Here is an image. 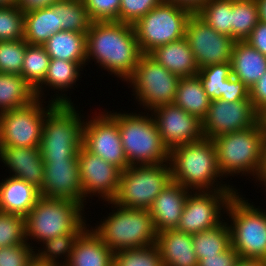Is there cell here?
I'll list each match as a JSON object with an SVG mask.
<instances>
[{
    "label": "cell",
    "instance_id": "1",
    "mask_svg": "<svg viewBox=\"0 0 266 266\" xmlns=\"http://www.w3.org/2000/svg\"><path fill=\"white\" fill-rule=\"evenodd\" d=\"M142 52L133 25L93 22L86 33V65L93 63L124 82L133 74ZM92 61V62H91Z\"/></svg>",
    "mask_w": 266,
    "mask_h": 266
},
{
    "label": "cell",
    "instance_id": "18",
    "mask_svg": "<svg viewBox=\"0 0 266 266\" xmlns=\"http://www.w3.org/2000/svg\"><path fill=\"white\" fill-rule=\"evenodd\" d=\"M149 113L152 115L162 142L169 152L178 146L198 141L204 137L202 121L175 103L156 107Z\"/></svg>",
    "mask_w": 266,
    "mask_h": 266
},
{
    "label": "cell",
    "instance_id": "25",
    "mask_svg": "<svg viewBox=\"0 0 266 266\" xmlns=\"http://www.w3.org/2000/svg\"><path fill=\"white\" fill-rule=\"evenodd\" d=\"M114 253L88 225L76 239L66 266H113Z\"/></svg>",
    "mask_w": 266,
    "mask_h": 266
},
{
    "label": "cell",
    "instance_id": "2",
    "mask_svg": "<svg viewBox=\"0 0 266 266\" xmlns=\"http://www.w3.org/2000/svg\"><path fill=\"white\" fill-rule=\"evenodd\" d=\"M169 163L172 180L191 192L240 191L221 174L216 148L210 138L203 137L172 149Z\"/></svg>",
    "mask_w": 266,
    "mask_h": 266
},
{
    "label": "cell",
    "instance_id": "6",
    "mask_svg": "<svg viewBox=\"0 0 266 266\" xmlns=\"http://www.w3.org/2000/svg\"><path fill=\"white\" fill-rule=\"evenodd\" d=\"M85 214V208L76 201L41 196L25 217L27 242L36 249L37 243L47 239L81 233L89 225Z\"/></svg>",
    "mask_w": 266,
    "mask_h": 266
},
{
    "label": "cell",
    "instance_id": "38",
    "mask_svg": "<svg viewBox=\"0 0 266 266\" xmlns=\"http://www.w3.org/2000/svg\"><path fill=\"white\" fill-rule=\"evenodd\" d=\"M196 75L211 101L221 99L225 89V80L232 76L231 62L201 68Z\"/></svg>",
    "mask_w": 266,
    "mask_h": 266
},
{
    "label": "cell",
    "instance_id": "22",
    "mask_svg": "<svg viewBox=\"0 0 266 266\" xmlns=\"http://www.w3.org/2000/svg\"><path fill=\"white\" fill-rule=\"evenodd\" d=\"M190 192L173 180L160 192L149 209L157 233L177 228Z\"/></svg>",
    "mask_w": 266,
    "mask_h": 266
},
{
    "label": "cell",
    "instance_id": "58",
    "mask_svg": "<svg viewBox=\"0 0 266 266\" xmlns=\"http://www.w3.org/2000/svg\"><path fill=\"white\" fill-rule=\"evenodd\" d=\"M263 120H264V127H266V114L263 116Z\"/></svg>",
    "mask_w": 266,
    "mask_h": 266
},
{
    "label": "cell",
    "instance_id": "44",
    "mask_svg": "<svg viewBox=\"0 0 266 266\" xmlns=\"http://www.w3.org/2000/svg\"><path fill=\"white\" fill-rule=\"evenodd\" d=\"M93 22L118 21L121 0H83Z\"/></svg>",
    "mask_w": 266,
    "mask_h": 266
},
{
    "label": "cell",
    "instance_id": "12",
    "mask_svg": "<svg viewBox=\"0 0 266 266\" xmlns=\"http://www.w3.org/2000/svg\"><path fill=\"white\" fill-rule=\"evenodd\" d=\"M54 105L36 98L21 108L0 112V147H39L43 122Z\"/></svg>",
    "mask_w": 266,
    "mask_h": 266
},
{
    "label": "cell",
    "instance_id": "34",
    "mask_svg": "<svg viewBox=\"0 0 266 266\" xmlns=\"http://www.w3.org/2000/svg\"><path fill=\"white\" fill-rule=\"evenodd\" d=\"M51 7L57 12L58 26L62 31L87 33L93 21L89 17L83 0H59Z\"/></svg>",
    "mask_w": 266,
    "mask_h": 266
},
{
    "label": "cell",
    "instance_id": "37",
    "mask_svg": "<svg viewBox=\"0 0 266 266\" xmlns=\"http://www.w3.org/2000/svg\"><path fill=\"white\" fill-rule=\"evenodd\" d=\"M195 13L218 33L231 37L232 0H208Z\"/></svg>",
    "mask_w": 266,
    "mask_h": 266
},
{
    "label": "cell",
    "instance_id": "24",
    "mask_svg": "<svg viewBox=\"0 0 266 266\" xmlns=\"http://www.w3.org/2000/svg\"><path fill=\"white\" fill-rule=\"evenodd\" d=\"M41 197L38 188L28 182L7 176L0 181V211L26 217Z\"/></svg>",
    "mask_w": 266,
    "mask_h": 266
},
{
    "label": "cell",
    "instance_id": "46",
    "mask_svg": "<svg viewBox=\"0 0 266 266\" xmlns=\"http://www.w3.org/2000/svg\"><path fill=\"white\" fill-rule=\"evenodd\" d=\"M221 99L228 102L250 99V90L241 80L231 76L225 80Z\"/></svg>",
    "mask_w": 266,
    "mask_h": 266
},
{
    "label": "cell",
    "instance_id": "40",
    "mask_svg": "<svg viewBox=\"0 0 266 266\" xmlns=\"http://www.w3.org/2000/svg\"><path fill=\"white\" fill-rule=\"evenodd\" d=\"M27 243L25 217L0 211V248Z\"/></svg>",
    "mask_w": 266,
    "mask_h": 266
},
{
    "label": "cell",
    "instance_id": "42",
    "mask_svg": "<svg viewBox=\"0 0 266 266\" xmlns=\"http://www.w3.org/2000/svg\"><path fill=\"white\" fill-rule=\"evenodd\" d=\"M24 37V12L17 6L0 7V41Z\"/></svg>",
    "mask_w": 266,
    "mask_h": 266
},
{
    "label": "cell",
    "instance_id": "15",
    "mask_svg": "<svg viewBox=\"0 0 266 266\" xmlns=\"http://www.w3.org/2000/svg\"><path fill=\"white\" fill-rule=\"evenodd\" d=\"M185 39L199 69L231 61L235 40L218 33L196 13L187 22Z\"/></svg>",
    "mask_w": 266,
    "mask_h": 266
},
{
    "label": "cell",
    "instance_id": "14",
    "mask_svg": "<svg viewBox=\"0 0 266 266\" xmlns=\"http://www.w3.org/2000/svg\"><path fill=\"white\" fill-rule=\"evenodd\" d=\"M238 191L190 192L177 230L196 234L215 228L225 220L229 200Z\"/></svg>",
    "mask_w": 266,
    "mask_h": 266
},
{
    "label": "cell",
    "instance_id": "47",
    "mask_svg": "<svg viewBox=\"0 0 266 266\" xmlns=\"http://www.w3.org/2000/svg\"><path fill=\"white\" fill-rule=\"evenodd\" d=\"M249 90L254 109L263 117L266 114V72Z\"/></svg>",
    "mask_w": 266,
    "mask_h": 266
},
{
    "label": "cell",
    "instance_id": "13",
    "mask_svg": "<svg viewBox=\"0 0 266 266\" xmlns=\"http://www.w3.org/2000/svg\"><path fill=\"white\" fill-rule=\"evenodd\" d=\"M97 110L95 114L90 111V116L85 115L82 146L121 171L126 170L130 165L123 150L118 122L103 108Z\"/></svg>",
    "mask_w": 266,
    "mask_h": 266
},
{
    "label": "cell",
    "instance_id": "36",
    "mask_svg": "<svg viewBox=\"0 0 266 266\" xmlns=\"http://www.w3.org/2000/svg\"><path fill=\"white\" fill-rule=\"evenodd\" d=\"M51 58L43 45H31L27 43L21 76L34 89L43 83Z\"/></svg>",
    "mask_w": 266,
    "mask_h": 266
},
{
    "label": "cell",
    "instance_id": "56",
    "mask_svg": "<svg viewBox=\"0 0 266 266\" xmlns=\"http://www.w3.org/2000/svg\"><path fill=\"white\" fill-rule=\"evenodd\" d=\"M263 169H266V127H264Z\"/></svg>",
    "mask_w": 266,
    "mask_h": 266
},
{
    "label": "cell",
    "instance_id": "28",
    "mask_svg": "<svg viewBox=\"0 0 266 266\" xmlns=\"http://www.w3.org/2000/svg\"><path fill=\"white\" fill-rule=\"evenodd\" d=\"M43 47L51 59L80 62L86 67V33L59 31Z\"/></svg>",
    "mask_w": 266,
    "mask_h": 266
},
{
    "label": "cell",
    "instance_id": "52",
    "mask_svg": "<svg viewBox=\"0 0 266 266\" xmlns=\"http://www.w3.org/2000/svg\"><path fill=\"white\" fill-rule=\"evenodd\" d=\"M235 266H266V260L240 258Z\"/></svg>",
    "mask_w": 266,
    "mask_h": 266
},
{
    "label": "cell",
    "instance_id": "30",
    "mask_svg": "<svg viewBox=\"0 0 266 266\" xmlns=\"http://www.w3.org/2000/svg\"><path fill=\"white\" fill-rule=\"evenodd\" d=\"M210 101L197 75L181 77L174 101L178 107L202 121L207 115Z\"/></svg>",
    "mask_w": 266,
    "mask_h": 266
},
{
    "label": "cell",
    "instance_id": "29",
    "mask_svg": "<svg viewBox=\"0 0 266 266\" xmlns=\"http://www.w3.org/2000/svg\"><path fill=\"white\" fill-rule=\"evenodd\" d=\"M62 31L58 26L57 12L43 7L24 13V37L31 45H43L53 34Z\"/></svg>",
    "mask_w": 266,
    "mask_h": 266
},
{
    "label": "cell",
    "instance_id": "33",
    "mask_svg": "<svg viewBox=\"0 0 266 266\" xmlns=\"http://www.w3.org/2000/svg\"><path fill=\"white\" fill-rule=\"evenodd\" d=\"M198 261L203 257L217 256L231 246L230 228L226 220L215 228L192 234Z\"/></svg>",
    "mask_w": 266,
    "mask_h": 266
},
{
    "label": "cell",
    "instance_id": "10",
    "mask_svg": "<svg viewBox=\"0 0 266 266\" xmlns=\"http://www.w3.org/2000/svg\"><path fill=\"white\" fill-rule=\"evenodd\" d=\"M180 76L171 73L148 54H142L133 74L125 81L144 112L174 103Z\"/></svg>",
    "mask_w": 266,
    "mask_h": 266
},
{
    "label": "cell",
    "instance_id": "19",
    "mask_svg": "<svg viewBox=\"0 0 266 266\" xmlns=\"http://www.w3.org/2000/svg\"><path fill=\"white\" fill-rule=\"evenodd\" d=\"M44 183L40 195L47 198H64L80 203L84 208L88 201L82 195L78 155L71 160H43Z\"/></svg>",
    "mask_w": 266,
    "mask_h": 266
},
{
    "label": "cell",
    "instance_id": "50",
    "mask_svg": "<svg viewBox=\"0 0 266 266\" xmlns=\"http://www.w3.org/2000/svg\"><path fill=\"white\" fill-rule=\"evenodd\" d=\"M59 0H18L17 6L24 12L48 7Z\"/></svg>",
    "mask_w": 266,
    "mask_h": 266
},
{
    "label": "cell",
    "instance_id": "51",
    "mask_svg": "<svg viewBox=\"0 0 266 266\" xmlns=\"http://www.w3.org/2000/svg\"><path fill=\"white\" fill-rule=\"evenodd\" d=\"M208 0H163V2L175 3L179 6L186 7L195 13Z\"/></svg>",
    "mask_w": 266,
    "mask_h": 266
},
{
    "label": "cell",
    "instance_id": "3",
    "mask_svg": "<svg viewBox=\"0 0 266 266\" xmlns=\"http://www.w3.org/2000/svg\"><path fill=\"white\" fill-rule=\"evenodd\" d=\"M212 140L219 170L224 178L230 177L232 180L235 176H245L248 181L253 177L250 182H257L263 170V117L252 127L223 134Z\"/></svg>",
    "mask_w": 266,
    "mask_h": 266
},
{
    "label": "cell",
    "instance_id": "20",
    "mask_svg": "<svg viewBox=\"0 0 266 266\" xmlns=\"http://www.w3.org/2000/svg\"><path fill=\"white\" fill-rule=\"evenodd\" d=\"M85 69V66L80 62L51 59L43 83L35 90L36 98L41 100L47 99V95L50 96L49 92L51 90L52 95L48 98L49 102L55 104H74L70 95H72L71 93L75 89L73 86H78L79 83L77 82L83 77L81 74H84L82 72ZM46 91L47 93H45Z\"/></svg>",
    "mask_w": 266,
    "mask_h": 266
},
{
    "label": "cell",
    "instance_id": "26",
    "mask_svg": "<svg viewBox=\"0 0 266 266\" xmlns=\"http://www.w3.org/2000/svg\"><path fill=\"white\" fill-rule=\"evenodd\" d=\"M148 55L171 73L180 77L196 76L199 72L198 65L185 37L154 48Z\"/></svg>",
    "mask_w": 266,
    "mask_h": 266
},
{
    "label": "cell",
    "instance_id": "57",
    "mask_svg": "<svg viewBox=\"0 0 266 266\" xmlns=\"http://www.w3.org/2000/svg\"><path fill=\"white\" fill-rule=\"evenodd\" d=\"M29 266H50V265L43 264L37 260H34Z\"/></svg>",
    "mask_w": 266,
    "mask_h": 266
},
{
    "label": "cell",
    "instance_id": "8",
    "mask_svg": "<svg viewBox=\"0 0 266 266\" xmlns=\"http://www.w3.org/2000/svg\"><path fill=\"white\" fill-rule=\"evenodd\" d=\"M75 105L55 104L48 111L39 146L43 160H71L78 155L82 147L85 114H81L83 110Z\"/></svg>",
    "mask_w": 266,
    "mask_h": 266
},
{
    "label": "cell",
    "instance_id": "48",
    "mask_svg": "<svg viewBox=\"0 0 266 266\" xmlns=\"http://www.w3.org/2000/svg\"><path fill=\"white\" fill-rule=\"evenodd\" d=\"M239 259L238 253L230 246L217 256L203 257L198 261V266H235Z\"/></svg>",
    "mask_w": 266,
    "mask_h": 266
},
{
    "label": "cell",
    "instance_id": "54",
    "mask_svg": "<svg viewBox=\"0 0 266 266\" xmlns=\"http://www.w3.org/2000/svg\"><path fill=\"white\" fill-rule=\"evenodd\" d=\"M254 184L257 185V188H261L260 190H263L264 195H266V169L262 170L260 178ZM264 200H266V199H264ZM265 204H266V201H265Z\"/></svg>",
    "mask_w": 266,
    "mask_h": 266
},
{
    "label": "cell",
    "instance_id": "49",
    "mask_svg": "<svg viewBox=\"0 0 266 266\" xmlns=\"http://www.w3.org/2000/svg\"><path fill=\"white\" fill-rule=\"evenodd\" d=\"M245 41L266 56V23L259 21Z\"/></svg>",
    "mask_w": 266,
    "mask_h": 266
},
{
    "label": "cell",
    "instance_id": "41",
    "mask_svg": "<svg viewBox=\"0 0 266 266\" xmlns=\"http://www.w3.org/2000/svg\"><path fill=\"white\" fill-rule=\"evenodd\" d=\"M27 42L0 41V73L21 74Z\"/></svg>",
    "mask_w": 266,
    "mask_h": 266
},
{
    "label": "cell",
    "instance_id": "55",
    "mask_svg": "<svg viewBox=\"0 0 266 266\" xmlns=\"http://www.w3.org/2000/svg\"><path fill=\"white\" fill-rule=\"evenodd\" d=\"M18 0H0V7H10L17 5Z\"/></svg>",
    "mask_w": 266,
    "mask_h": 266
},
{
    "label": "cell",
    "instance_id": "53",
    "mask_svg": "<svg viewBox=\"0 0 266 266\" xmlns=\"http://www.w3.org/2000/svg\"><path fill=\"white\" fill-rule=\"evenodd\" d=\"M258 8L259 21L266 23V0H255Z\"/></svg>",
    "mask_w": 266,
    "mask_h": 266
},
{
    "label": "cell",
    "instance_id": "23",
    "mask_svg": "<svg viewBox=\"0 0 266 266\" xmlns=\"http://www.w3.org/2000/svg\"><path fill=\"white\" fill-rule=\"evenodd\" d=\"M156 246L164 266H198L192 234L177 229L157 233Z\"/></svg>",
    "mask_w": 266,
    "mask_h": 266
},
{
    "label": "cell",
    "instance_id": "9",
    "mask_svg": "<svg viewBox=\"0 0 266 266\" xmlns=\"http://www.w3.org/2000/svg\"><path fill=\"white\" fill-rule=\"evenodd\" d=\"M171 181L169 162L131 165L121 172L119 190L112 201L125 208L149 210Z\"/></svg>",
    "mask_w": 266,
    "mask_h": 266
},
{
    "label": "cell",
    "instance_id": "16",
    "mask_svg": "<svg viewBox=\"0 0 266 266\" xmlns=\"http://www.w3.org/2000/svg\"><path fill=\"white\" fill-rule=\"evenodd\" d=\"M261 118L251 99L235 102L222 99L210 101L207 115L202 120L203 135L214 139L223 134L245 130L254 126Z\"/></svg>",
    "mask_w": 266,
    "mask_h": 266
},
{
    "label": "cell",
    "instance_id": "32",
    "mask_svg": "<svg viewBox=\"0 0 266 266\" xmlns=\"http://www.w3.org/2000/svg\"><path fill=\"white\" fill-rule=\"evenodd\" d=\"M79 235L66 233L43 241L34 249L35 260L50 266H66Z\"/></svg>",
    "mask_w": 266,
    "mask_h": 266
},
{
    "label": "cell",
    "instance_id": "35",
    "mask_svg": "<svg viewBox=\"0 0 266 266\" xmlns=\"http://www.w3.org/2000/svg\"><path fill=\"white\" fill-rule=\"evenodd\" d=\"M259 22L255 0H232L231 38L245 41Z\"/></svg>",
    "mask_w": 266,
    "mask_h": 266
},
{
    "label": "cell",
    "instance_id": "31",
    "mask_svg": "<svg viewBox=\"0 0 266 266\" xmlns=\"http://www.w3.org/2000/svg\"><path fill=\"white\" fill-rule=\"evenodd\" d=\"M35 99L34 89L20 74L0 73V112L21 108Z\"/></svg>",
    "mask_w": 266,
    "mask_h": 266
},
{
    "label": "cell",
    "instance_id": "5",
    "mask_svg": "<svg viewBox=\"0 0 266 266\" xmlns=\"http://www.w3.org/2000/svg\"><path fill=\"white\" fill-rule=\"evenodd\" d=\"M136 107L137 110L133 112H129V110L126 112L122 108L120 111H108L105 108L118 122L121 142L128 164L131 166L169 162L170 152L162 142L152 115L149 112H143L138 105ZM137 111L139 112L137 113Z\"/></svg>",
    "mask_w": 266,
    "mask_h": 266
},
{
    "label": "cell",
    "instance_id": "27",
    "mask_svg": "<svg viewBox=\"0 0 266 266\" xmlns=\"http://www.w3.org/2000/svg\"><path fill=\"white\" fill-rule=\"evenodd\" d=\"M232 76L249 89L266 72V56L247 41H235L231 57Z\"/></svg>",
    "mask_w": 266,
    "mask_h": 266
},
{
    "label": "cell",
    "instance_id": "4",
    "mask_svg": "<svg viewBox=\"0 0 266 266\" xmlns=\"http://www.w3.org/2000/svg\"><path fill=\"white\" fill-rule=\"evenodd\" d=\"M104 203L106 207L110 205L111 212H107L106 217L102 215L104 219L94 223L95 227L91 223L89 225L113 253L156 243L157 232L149 210L125 208L113 201Z\"/></svg>",
    "mask_w": 266,
    "mask_h": 266
},
{
    "label": "cell",
    "instance_id": "11",
    "mask_svg": "<svg viewBox=\"0 0 266 266\" xmlns=\"http://www.w3.org/2000/svg\"><path fill=\"white\" fill-rule=\"evenodd\" d=\"M192 14L186 7L162 2L140 18L133 27L142 54L184 38Z\"/></svg>",
    "mask_w": 266,
    "mask_h": 266
},
{
    "label": "cell",
    "instance_id": "21",
    "mask_svg": "<svg viewBox=\"0 0 266 266\" xmlns=\"http://www.w3.org/2000/svg\"><path fill=\"white\" fill-rule=\"evenodd\" d=\"M0 162L8 169V176L22 179L41 189L44 183V161L40 147H0Z\"/></svg>",
    "mask_w": 266,
    "mask_h": 266
},
{
    "label": "cell",
    "instance_id": "43",
    "mask_svg": "<svg viewBox=\"0 0 266 266\" xmlns=\"http://www.w3.org/2000/svg\"><path fill=\"white\" fill-rule=\"evenodd\" d=\"M163 0H121L119 22L135 24Z\"/></svg>",
    "mask_w": 266,
    "mask_h": 266
},
{
    "label": "cell",
    "instance_id": "17",
    "mask_svg": "<svg viewBox=\"0 0 266 266\" xmlns=\"http://www.w3.org/2000/svg\"><path fill=\"white\" fill-rule=\"evenodd\" d=\"M78 165L85 200L98 197L99 201H112L119 190L121 170L94 155L83 146L78 152Z\"/></svg>",
    "mask_w": 266,
    "mask_h": 266
},
{
    "label": "cell",
    "instance_id": "39",
    "mask_svg": "<svg viewBox=\"0 0 266 266\" xmlns=\"http://www.w3.org/2000/svg\"><path fill=\"white\" fill-rule=\"evenodd\" d=\"M113 266H164L156 244L117 251L113 256Z\"/></svg>",
    "mask_w": 266,
    "mask_h": 266
},
{
    "label": "cell",
    "instance_id": "45",
    "mask_svg": "<svg viewBox=\"0 0 266 266\" xmlns=\"http://www.w3.org/2000/svg\"><path fill=\"white\" fill-rule=\"evenodd\" d=\"M34 260V248L28 242L0 248V266H29Z\"/></svg>",
    "mask_w": 266,
    "mask_h": 266
},
{
    "label": "cell",
    "instance_id": "7",
    "mask_svg": "<svg viewBox=\"0 0 266 266\" xmlns=\"http://www.w3.org/2000/svg\"><path fill=\"white\" fill-rule=\"evenodd\" d=\"M244 196L242 191H238L226 208L231 247L240 258L266 260V209Z\"/></svg>",
    "mask_w": 266,
    "mask_h": 266
}]
</instances>
